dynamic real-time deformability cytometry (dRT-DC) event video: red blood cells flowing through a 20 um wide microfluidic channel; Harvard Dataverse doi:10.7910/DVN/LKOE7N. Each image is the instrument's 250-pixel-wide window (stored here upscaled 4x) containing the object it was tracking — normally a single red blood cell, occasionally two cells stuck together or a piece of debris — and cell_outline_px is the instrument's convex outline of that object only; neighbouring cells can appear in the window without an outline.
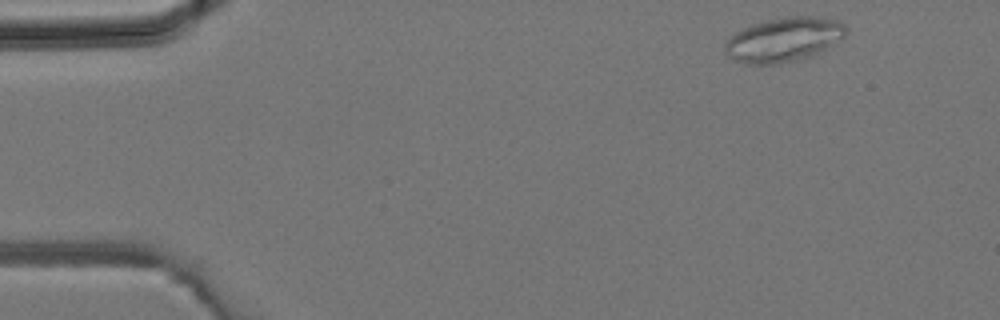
{"species": "common noctule bat (a hibernating species)", "species_latin": "Nyctalus noctula", "temperature_condition": "room temperature", "stored_images_in_passage": 3, "camera_frame_rate_fps": 3000, "um_per_image_px": 0.085, "animal": {"sex": "male", "body_mass_g": 19.2, "forearm_length_mm": 51.8}, "frame": {"image": 1, "passage_image": 1, "time_ms": 0.0, "image_size_px": [1000, 320], "cell_outline_px": [[848, 28], [844, 36], [812, 56], [780, 64], [744, 64], [736, 60], [724, 48], [724, 44], [736, 32], [752, 24], [768, 20], [788, 16], [816, 16], [836, 20], [844, 24]], "centroid_in_image_um": [66.64, 3.36], "position_along_channel_um": 18.4, "area_um2": 30.81}}